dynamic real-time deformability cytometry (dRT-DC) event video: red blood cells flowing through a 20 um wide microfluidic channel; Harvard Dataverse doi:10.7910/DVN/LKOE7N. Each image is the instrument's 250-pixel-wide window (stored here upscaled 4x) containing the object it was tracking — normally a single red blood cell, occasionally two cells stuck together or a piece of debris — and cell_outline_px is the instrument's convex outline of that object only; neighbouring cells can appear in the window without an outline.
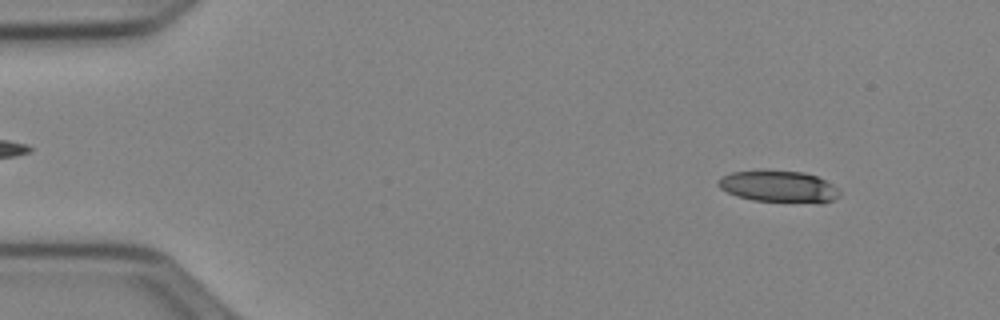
{"species": "Egyptian fruit bat (a non-hibernating species)", "species_latin": "Rousettus aegyptiacus", "temperature_condition": "cold", "stored_images_in_passage": 14, "camera_frame_rate_fps": 3000, "um_per_image_px": 0.085, "animal": {"sex": "female"}, "frame": {"image": 1, "passage_image": 5, "time_ms": 1.333, "image_size_px": [1000, 320], "cell_outline_px": [[840, 196], [832, 200], [820, 204], [752, 200], [736, 196], [720, 188], [716, 184], [724, 176], [732, 172], [764, 168], [804, 172], [816, 176], [832, 184], [840, 192]], "centroid_in_image_um": [66.2, 15.84], "position_along_channel_um": 18.8, "area_um2": 23.0}}
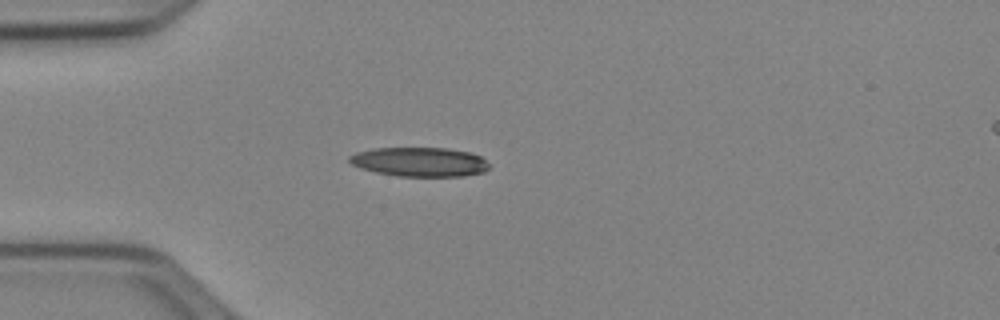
{"frame": {"image": 2, "passage_image": 14, "time_ms": 4.333, "image_size_px": [1000, 320], "cell_outline_px": [[488, 168], [484, 172], [464, 176], [396, 176], [376, 172], [360, 168], [352, 164], [348, 160], [348, 156], [356, 152], [372, 148], [448, 148], [472, 152], [480, 156], [488, 164]], "centroid_in_image_um": [35.65, 13.75], "position_along_channel_um": 49.3, "area_um2": 23.93}}